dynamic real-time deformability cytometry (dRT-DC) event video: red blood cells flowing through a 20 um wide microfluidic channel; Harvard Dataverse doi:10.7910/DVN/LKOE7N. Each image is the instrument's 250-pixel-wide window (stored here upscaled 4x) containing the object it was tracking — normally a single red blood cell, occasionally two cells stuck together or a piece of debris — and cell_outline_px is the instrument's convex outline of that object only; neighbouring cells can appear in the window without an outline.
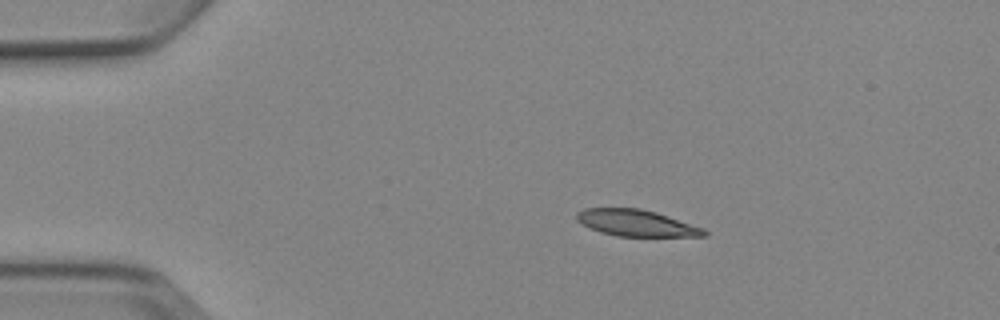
{"species": "Egyptian fruit bat (a non-hibernating species)", "species_latin": "Rousettus aegyptiacus", "temperature_condition": "cold", "stored_images_in_passage": 5, "camera_frame_rate_fps": 3000, "um_per_image_px": 0.085, "animal": {"sex": "female"}, "frame": {"image": 1, "passage_image": 2, "time_ms": 1.333, "image_size_px": [1000, 320], "cell_outline_px": [[708, 236], [616, 236], [600, 232], [576, 220], [576, 212], [584, 208], [640, 208], [656, 212], [704, 228], [708, 232]], "centroid_in_image_um": [54.1, 18.95], "position_along_channel_um": 30.9, "area_um2": 19.59}}
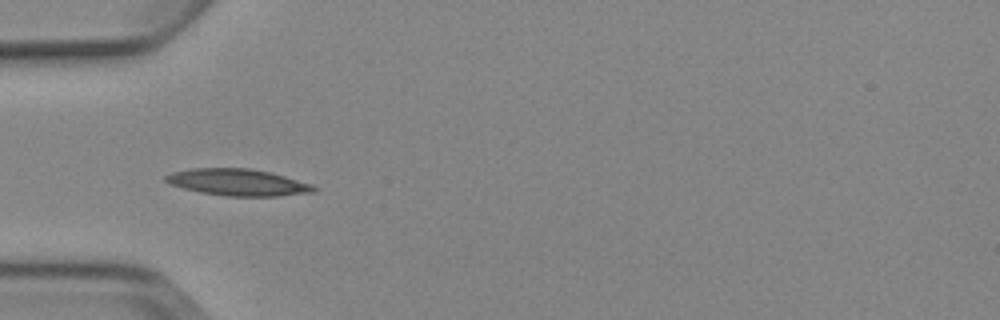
{"frame": {"image": 2, "passage_image": 4, "time_ms": 3.667, "image_size_px": [1000, 320], "cell_outline_px": [[316, 192], [280, 196], [224, 196], [200, 192], [184, 188], [172, 184], [164, 180], [164, 176], [172, 172], [192, 168], [248, 168], [272, 172], [312, 184], [316, 188]], "centroid_in_image_um": [20.25, 15.49], "position_along_channel_um": 64.8, "area_um2": 23.12}}
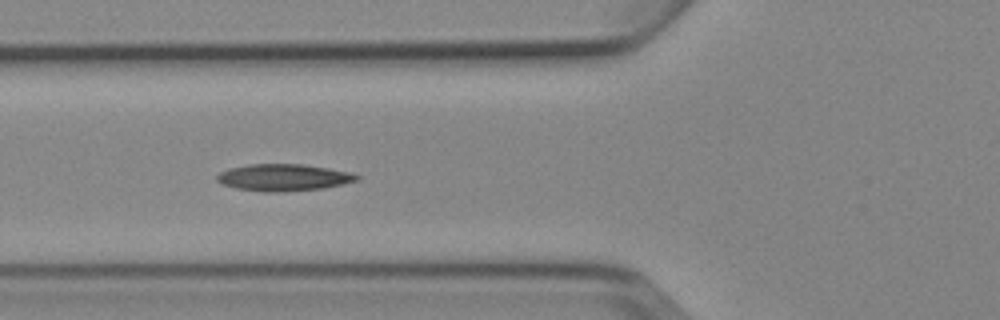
{"frame": {"image": 3, "passage_image": 5, "time_ms": 4.667, "image_size_px": [1000, 320], "cell_outline_px": [[360, 180], [344, 184], [324, 188], [284, 192], [260, 192], [236, 188], [220, 184], [216, 180], [216, 176], [220, 172], [228, 168], [248, 164], [304, 164], [352, 172], [360, 176]], "centroid_in_image_um": [24.1, 15.09], "position_along_channel_um": 101.7, "area_um2": 22.31}}